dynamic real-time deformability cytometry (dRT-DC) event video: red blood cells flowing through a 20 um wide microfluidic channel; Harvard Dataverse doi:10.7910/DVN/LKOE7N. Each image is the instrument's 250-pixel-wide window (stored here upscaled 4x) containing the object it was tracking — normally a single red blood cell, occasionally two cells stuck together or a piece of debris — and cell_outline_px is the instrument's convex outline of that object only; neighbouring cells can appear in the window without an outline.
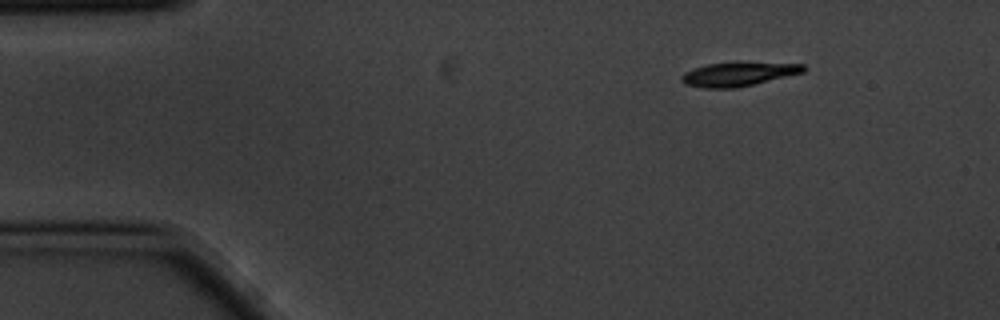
{"species": "common noctule bat (a hibernating species)", "species_latin": "Nyctalus noctula", "temperature_condition": "cold", "stored_images_in_passage": 5, "camera_frame_rate_fps": 3000, "um_per_image_px": 0.085, "animal": {"sex": "male", "body_mass_g": 20.1, "forearm_length_mm": 53.5}, "frame": {"image": 1, "passage_image": 1, "time_ms": 0.0, "image_size_px": [1000, 320], "cell_outline_px": [[808, 68], [804, 72], [736, 88], [704, 88], [684, 84], [680, 80], [680, 76], [684, 72], [708, 64], [804, 64]], "centroid_in_image_um": [62.7, 6.34], "position_along_channel_um": 22.3, "area_um2": 16.24}}
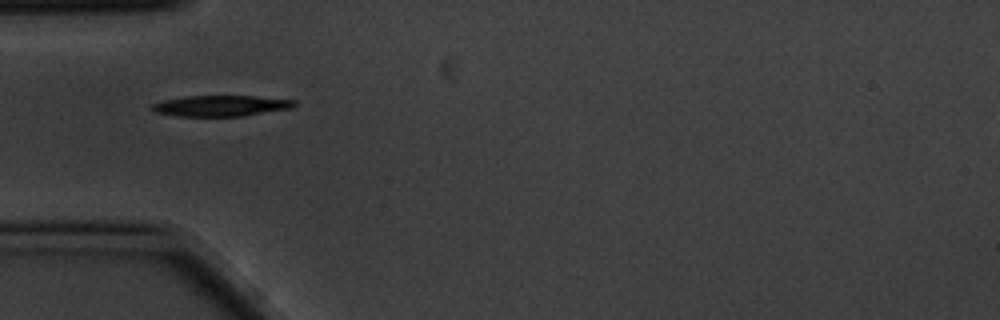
{"frame": {"image": 2, "passage_image": 4, "time_ms": 1.0, "image_size_px": [1000, 320], "cell_outline_px": [[296, 104], [292, 108], [244, 116], [176, 116], [156, 112], [148, 108], [152, 104], [164, 100], [184, 96], [252, 96], [296, 100]], "centroid_in_image_um": [18.76, 8.99], "position_along_channel_um": 66.2, "area_um2": 17.34}}